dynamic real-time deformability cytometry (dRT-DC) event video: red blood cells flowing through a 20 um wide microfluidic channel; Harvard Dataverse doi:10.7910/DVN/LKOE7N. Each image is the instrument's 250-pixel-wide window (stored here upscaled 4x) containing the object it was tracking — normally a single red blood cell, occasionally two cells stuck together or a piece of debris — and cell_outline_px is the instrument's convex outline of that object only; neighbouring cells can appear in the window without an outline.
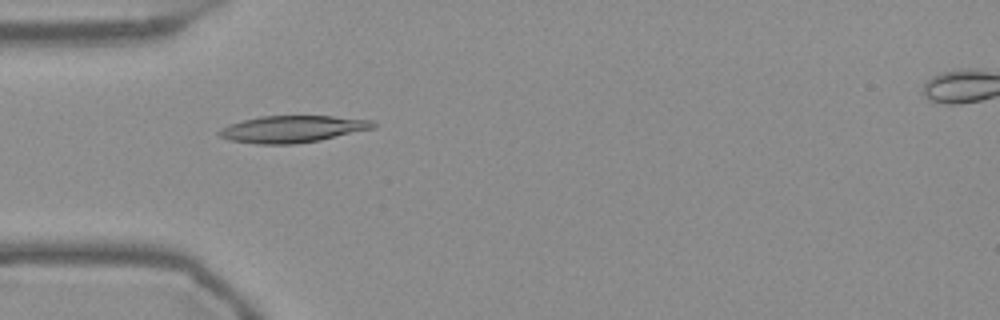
{"species": "Egyptian fruit bat (a non-hibernating species)", "species_latin": "Rousettus aegyptiacus", "temperature_condition": "warm", "stored_images_in_passage": 54, "camera_frame_rate_fps": 3000, "um_per_image_px": 0.085, "frame": {"image": 1, "passage_image": 16, "time_ms": 5.0, "image_size_px": [1000, 320], "cell_outline_px": [[376, 128], [320, 140], [296, 144], [256, 144], [232, 140], [220, 136], [216, 132], [220, 128], [228, 124], [260, 116], [332, 116], [372, 120], [376, 124]], "centroid_in_image_um": [24.87, 10.97], "position_along_channel_um": 60.1, "area_um2": 24.16}}
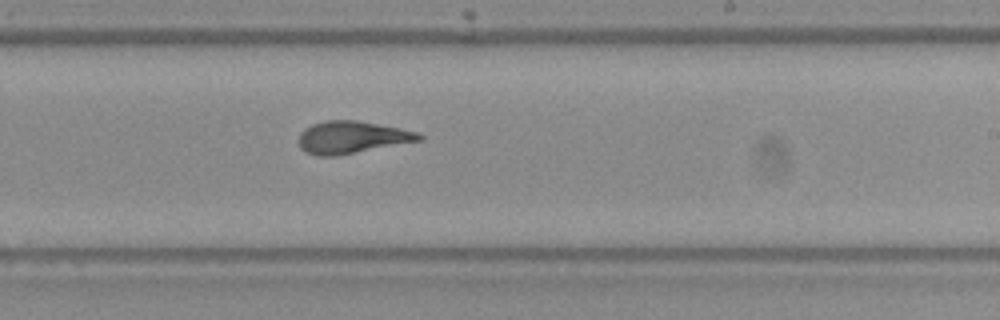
{"frame": {"image": 2, "passage_image": 32, "time_ms": 10.333, "image_size_px": [1000, 320], "cell_outline_px": [[424, 140], [336, 156], [320, 156], [304, 152], [300, 148], [296, 140], [300, 132], [304, 128], [312, 124], [324, 120], [356, 120], [400, 128], [420, 132], [424, 136]], "centroid_in_image_um": [29.89, 11.67], "position_along_channel_um": 259.1, "area_um2": 23.06}}
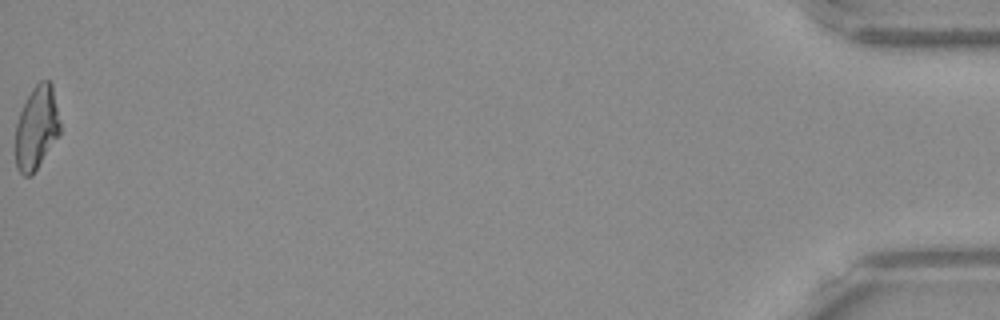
{"frame": {"image": 3, "passage_image": 54, "time_ms": 17.667, "image_size_px": [1000, 320], "cell_outline_px": [[60, 132], [32, 176], [24, 176], [16, 168], [16, 124], [20, 112], [32, 88], [40, 80], [48, 80], [52, 84], [60, 120]], "centroid_in_image_um": [3.11, 10.86], "position_along_channel_um": 432.1, "area_um2": 21.44}, "authors_computed_cell_mechanics": {"area_um2": 22.6865, "velocity_mm_per_s": 3.7612, "shape_relaxation_time_tau1_ms": 7.3502, "shape_relaxation_time_tau2_ms": 1.4613, "deformation_change_tau1": 0.2355, "deformation_change_tau2": 0.0831}}